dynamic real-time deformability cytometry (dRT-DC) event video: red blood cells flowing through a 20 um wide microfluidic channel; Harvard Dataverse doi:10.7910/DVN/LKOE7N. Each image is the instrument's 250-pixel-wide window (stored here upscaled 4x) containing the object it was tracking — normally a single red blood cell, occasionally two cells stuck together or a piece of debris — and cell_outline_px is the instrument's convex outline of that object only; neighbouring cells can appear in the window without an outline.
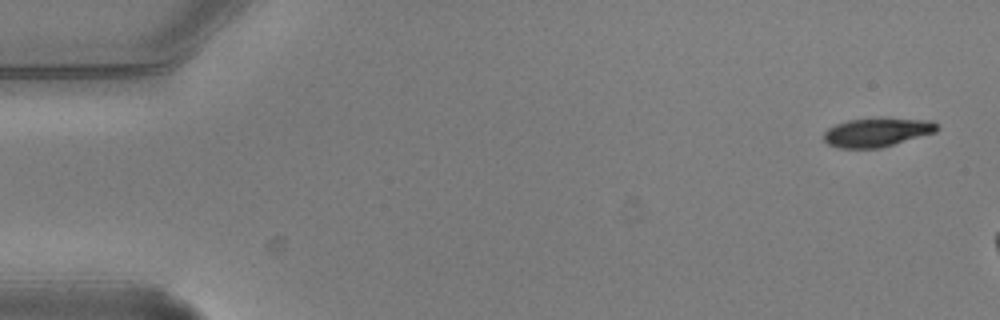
{"species": "common noctule bat (a hibernating species)", "species_latin": "Nyctalus noctula", "temperature_condition": "warm", "stored_images_in_passage": 2, "camera_frame_rate_fps": 3000, "um_per_image_px": 0.085, "animal": {"sex": "male", "body_mass_g": 20.5, "forearm_length_mm": 52.5}, "frame": {"image": 1, "passage_image": 1, "time_ms": 0.0, "image_size_px": [1000, 320], "cell_outline_px": [[940, 128], [936, 132], [880, 148], [840, 148], [828, 144], [824, 140], [824, 132], [828, 128], [836, 124], [848, 120], [932, 120], [940, 124]], "centroid_in_image_um": [74.55, 11.28], "position_along_channel_um": 10.4, "area_um2": 18.44}}